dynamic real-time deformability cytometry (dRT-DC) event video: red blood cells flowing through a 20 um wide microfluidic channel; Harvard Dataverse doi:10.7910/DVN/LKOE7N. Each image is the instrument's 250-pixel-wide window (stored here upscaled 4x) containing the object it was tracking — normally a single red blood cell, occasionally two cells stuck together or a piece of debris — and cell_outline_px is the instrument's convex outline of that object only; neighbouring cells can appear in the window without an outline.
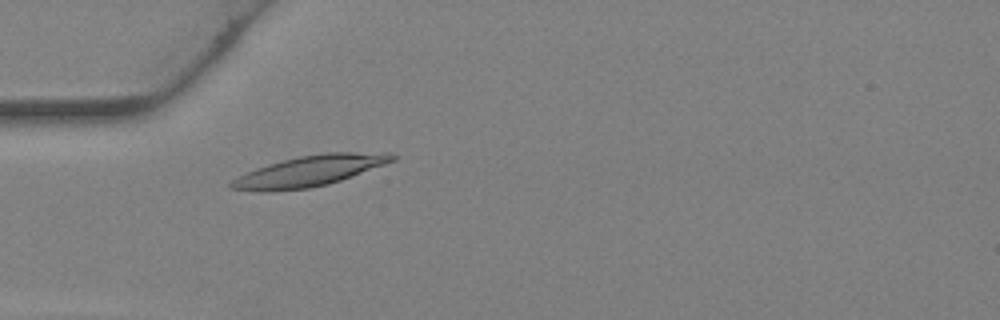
{"species": "Egyptian fruit bat (a non-hibernating species)", "species_latin": "Rousettus aegyptiacus", "temperature_condition": "warm", "stored_images_in_passage": 35, "camera_frame_rate_fps": 3000, "um_per_image_px": 0.085, "animal": {"sex": "female"}, "frame": {"image": 1, "passage_image": 8, "time_ms": 2.333, "image_size_px": [1000, 320], "cell_outline_px": [[396, 160], [340, 180], [328, 184], [308, 188], [260, 192], [232, 188], [228, 184], [232, 180], [256, 168], [268, 164], [300, 156], [324, 152], [388, 152], [396, 156]], "centroid_in_image_um": [26.34, 14.52], "position_along_channel_um": 58.7, "area_um2": 28.44}}
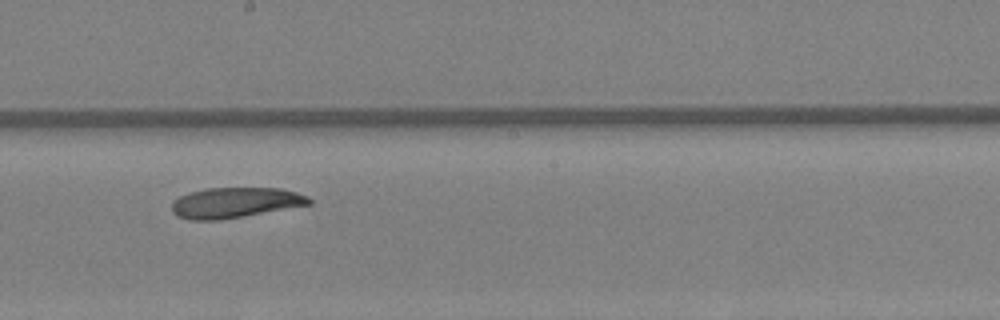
{"frame": {"image": 2, "passage_image": 18, "time_ms": 5.667, "image_size_px": [1000, 320], "cell_outline_px": [[312, 204], [216, 220], [188, 220], [176, 216], [172, 212], [172, 204], [180, 196], [188, 192], [208, 188], [280, 188], [296, 192], [308, 196], [312, 200]], "centroid_in_image_um": [19.97, 17.22], "position_along_channel_um": 228.2, "area_um2": 24.1}}
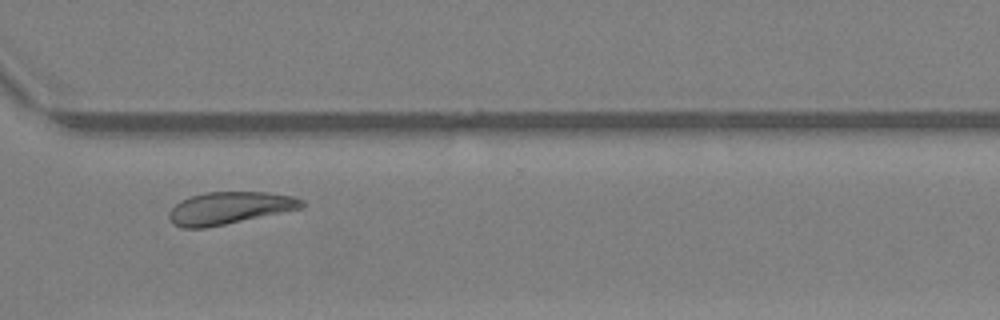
{"frame": {"image": 3, "passage_image": 25, "time_ms": 8.0, "image_size_px": [1000, 320], "cell_outline_px": [[304, 208], [204, 228], [180, 228], [172, 224], [168, 216], [168, 212], [180, 200], [204, 192], [268, 192], [296, 196], [304, 200]], "centroid_in_image_um": [19.51, 17.68], "position_along_channel_um": 351.1, "area_um2": 25.14}}